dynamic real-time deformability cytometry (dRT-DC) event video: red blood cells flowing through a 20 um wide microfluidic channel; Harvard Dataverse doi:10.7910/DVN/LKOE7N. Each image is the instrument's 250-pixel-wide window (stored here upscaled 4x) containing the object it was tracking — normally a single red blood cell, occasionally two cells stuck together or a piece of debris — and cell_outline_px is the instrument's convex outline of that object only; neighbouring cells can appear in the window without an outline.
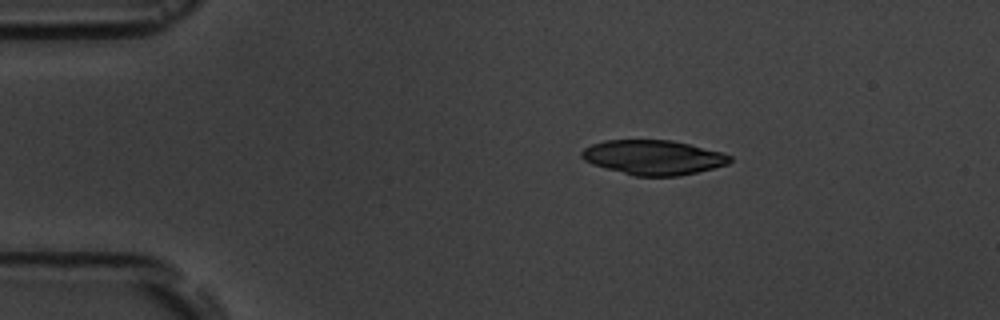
{"species": "common noctule bat (a hibernating species)", "species_latin": "Nyctalus noctula", "temperature_condition": "room temperature", "stored_images_in_passage": 3, "camera_frame_rate_fps": 3000, "um_per_image_px": 0.085, "animal": {"sex": "male", "body_mass_g": 19.5, "forearm_length_mm": 54.6}, "frame": {"image": 1, "passage_image": 1, "time_ms": 0.0, "image_size_px": [1000, 320], "cell_outline_px": [[732, 160], [728, 164], [680, 176], [636, 176], [592, 164], [584, 160], [580, 156], [580, 152], [584, 148], [592, 144], [604, 140], [672, 140], [724, 152], [732, 156]], "centroid_in_image_um": [55.54, 13.37], "position_along_channel_um": 29.5, "area_um2": 29.94}}